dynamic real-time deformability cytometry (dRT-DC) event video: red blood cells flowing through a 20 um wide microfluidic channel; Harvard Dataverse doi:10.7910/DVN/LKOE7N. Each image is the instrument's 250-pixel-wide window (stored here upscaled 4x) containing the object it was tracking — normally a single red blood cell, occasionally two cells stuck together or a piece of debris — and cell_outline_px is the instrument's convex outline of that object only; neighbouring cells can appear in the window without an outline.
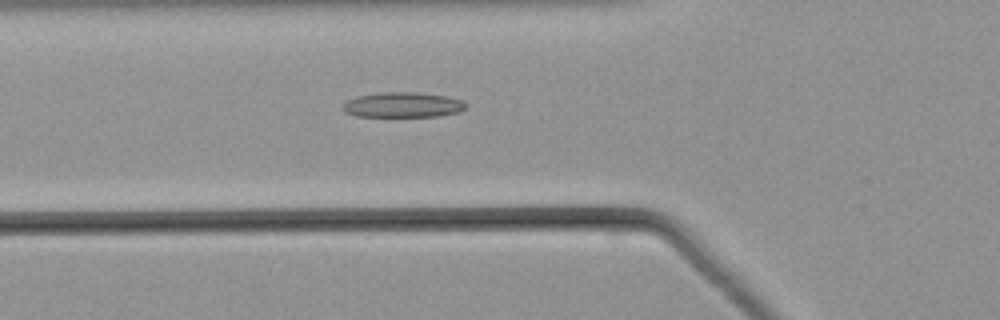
{"species": "common noctule bat (a hibernating species)", "species_latin": "Nyctalus noctula", "temperature_condition": "warm", "stored_images_in_passage": 52, "camera_frame_rate_fps": 3000, "um_per_image_px": 0.085, "animal": {"sex": "male", "body_mass_g": 21.5, "forearm_length_mm": 52.0}, "frame": {"image": 1, "passage_image": 19, "time_ms": 6.0, "image_size_px": [1000, 320], "cell_outline_px": [[468, 104], [460, 112], [436, 116], [356, 116], [344, 112], [344, 104], [348, 100], [356, 96], [380, 92], [416, 92], [444, 96], [460, 100]], "centroid_in_image_um": [34.22, 8.91], "position_along_channel_um": 91.6, "area_um2": 17.86}}
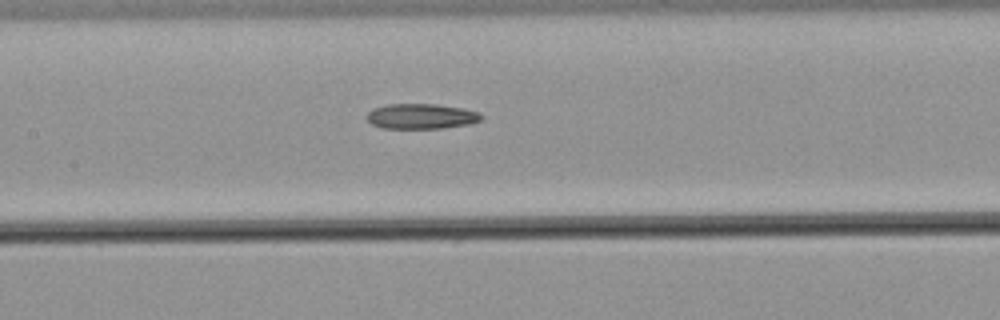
{"frame": {"image": 2, "passage_image": 25, "time_ms": 8.0, "image_size_px": [1000, 320], "cell_outline_px": [[484, 116], [480, 120], [472, 124], [444, 128], [380, 128], [372, 124], [364, 116], [372, 108], [388, 104], [436, 104], [464, 108], [480, 112]], "centroid_in_image_um": [35.82, 9.88], "position_along_channel_um": 171.6, "area_um2": 17.11}}
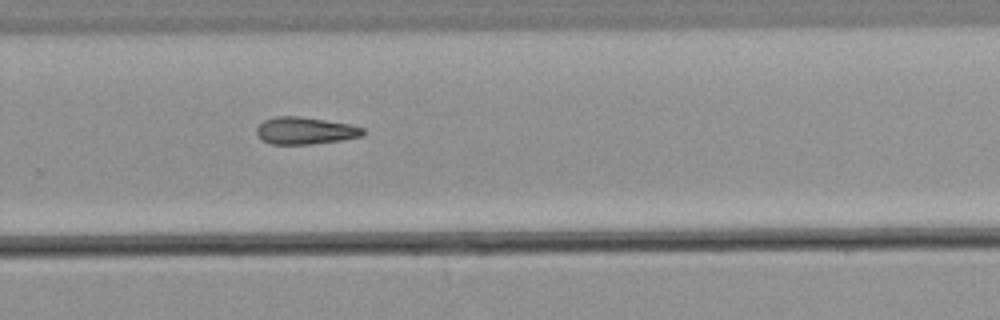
{"frame": {"image": 3, "passage_image": 35, "time_ms": 11.333, "image_size_px": [1000, 320], "cell_outline_px": [[364, 132], [360, 136], [340, 140], [312, 144], [272, 144], [260, 140], [256, 136], [256, 128], [264, 120], [276, 116], [300, 116], [348, 124], [364, 128]], "centroid_in_image_um": [25.87, 11.11], "position_along_channel_um": 303.9, "area_um2": 16.76}}